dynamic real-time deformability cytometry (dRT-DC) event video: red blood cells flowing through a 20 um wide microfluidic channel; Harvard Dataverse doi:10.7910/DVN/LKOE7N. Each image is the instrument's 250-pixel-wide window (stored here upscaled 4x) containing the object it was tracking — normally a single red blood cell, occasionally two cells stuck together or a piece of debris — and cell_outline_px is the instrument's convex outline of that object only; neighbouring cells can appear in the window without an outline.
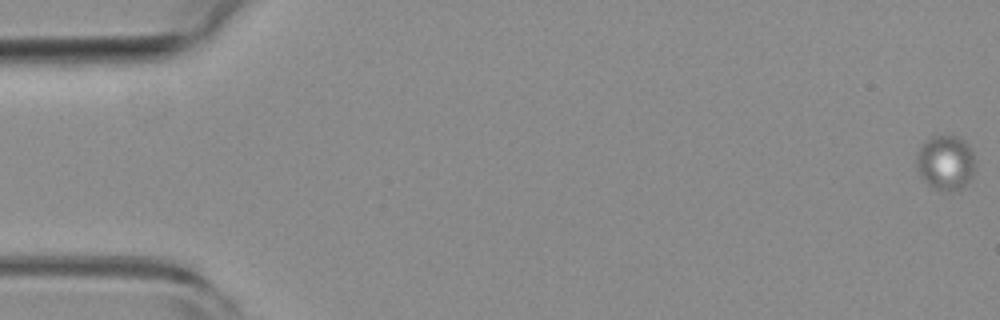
{"species": "common noctule bat (a hibernating species)", "species_latin": "Nyctalus noctula", "temperature_condition": "room temperature", "stored_images_in_passage": 63, "camera_frame_rate_fps": 3000, "um_per_image_px": 0.085, "animal": {"sex": "female", "body_mass_g": 19.3, "forearm_length_mm": 54.1}, "frame": {"image": 1, "passage_image": 1, "time_ms": 0.0, "image_size_px": [1000, 320], "cell_outline_px": [[976, 160], [972, 176], [960, 188], [948, 192], [944, 192], [932, 188], [920, 176], [916, 164], [916, 160], [920, 148], [932, 136], [960, 136], [968, 144]], "centroid_in_image_um": [80.39, 13.83], "position_along_channel_um": 4.6, "area_um2": 18.67}}
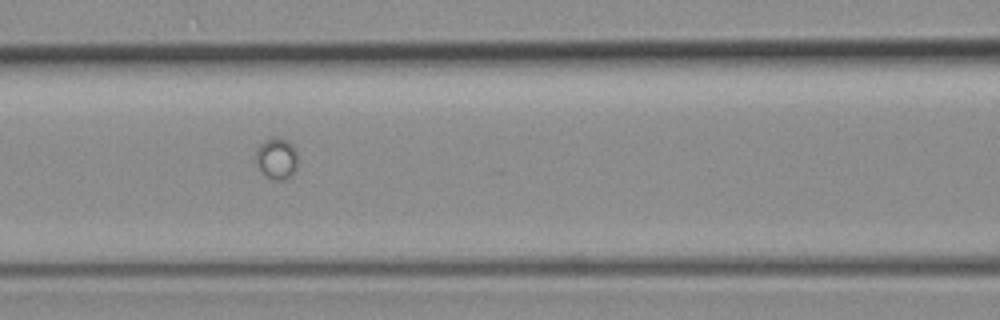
{"frame": {"image": 2, "passage_image": 28, "time_ms": 9.0, "image_size_px": [1000, 320], "cell_outline_px": [[296, 172], [292, 176], [284, 180], [272, 180], [256, 164], [256, 148], [268, 136], [276, 136], [288, 140], [296, 148]], "centroid_in_image_um": [23.53, 13.43], "position_along_channel_um": 143.1, "area_um2": 10.35}}
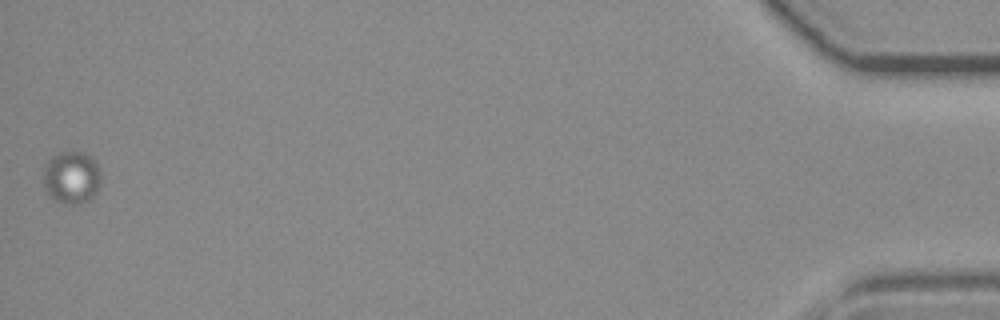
{"frame": {"image": 3, "passage_image": 63, "time_ms": 20.667, "image_size_px": [1000, 320], "cell_outline_px": [[100, 184], [96, 192], [88, 200], [80, 204], [68, 204], [56, 200], [44, 188], [44, 168], [48, 160], [52, 156], [60, 152], [84, 152], [92, 156], [100, 172]], "centroid_in_image_um": [6.09, 15.07], "position_along_channel_um": 429.1, "area_um2": 17.51}}